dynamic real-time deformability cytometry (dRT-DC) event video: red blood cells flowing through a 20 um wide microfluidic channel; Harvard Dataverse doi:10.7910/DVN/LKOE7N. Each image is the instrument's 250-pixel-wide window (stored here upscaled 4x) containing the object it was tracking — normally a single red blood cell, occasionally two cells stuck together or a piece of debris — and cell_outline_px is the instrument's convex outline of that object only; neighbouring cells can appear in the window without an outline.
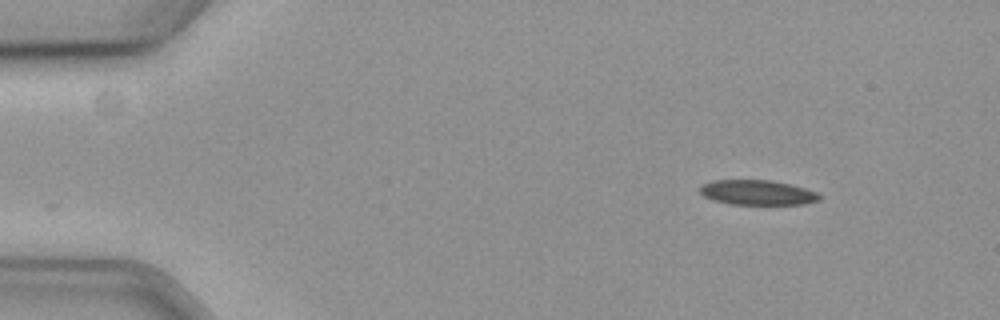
{"species": "common noctule bat (a hibernating species)", "species_latin": "Nyctalus noctula", "temperature_condition": "cold", "stored_images_in_passage": 52, "camera_frame_rate_fps": 3000, "um_per_image_px": 0.085, "animal": {"sex": "female", "body_mass_g": 19.3, "forearm_length_mm": 54.1}, "frame": {"image": 1, "passage_image": 1, "time_ms": 0.0, "image_size_px": [1000, 320], "cell_outline_px": [[824, 196], [820, 200], [804, 204], [732, 204], [712, 200], [704, 196], [700, 192], [700, 188], [704, 184], [712, 180], [772, 180], [820, 192]], "centroid_in_image_um": [64.43, 16.37], "position_along_channel_um": 20.6, "area_um2": 17.4}}
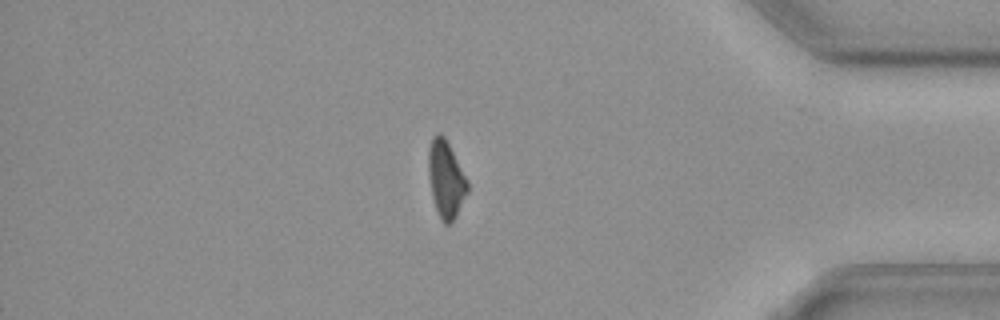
{"frame": {"image": 2, "passage_image": 43, "time_ms": 14.0, "image_size_px": [1000, 320], "cell_outline_px": [[468, 192], [456, 216], [448, 224], [444, 224], [436, 208], [432, 196], [428, 172], [428, 148], [432, 136], [440, 132], [444, 136], [468, 180]], "centroid_in_image_um": [37.9, 15.2], "position_along_channel_um": 397.3, "area_um2": 17.4}}
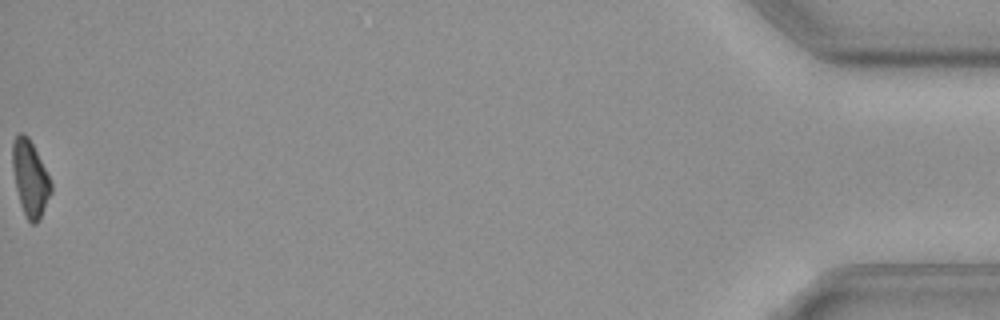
{"frame": {"image": 3, "passage_image": 52, "time_ms": 17.0, "image_size_px": [1000, 320], "cell_outline_px": [[52, 192], [40, 220], [36, 224], [32, 224], [28, 220], [20, 204], [16, 188], [12, 168], [12, 140], [20, 132], [24, 132], [28, 136], [52, 184]], "centroid_in_image_um": [2.55, 15.17], "position_along_channel_um": 432.7, "area_um2": 16.94}}